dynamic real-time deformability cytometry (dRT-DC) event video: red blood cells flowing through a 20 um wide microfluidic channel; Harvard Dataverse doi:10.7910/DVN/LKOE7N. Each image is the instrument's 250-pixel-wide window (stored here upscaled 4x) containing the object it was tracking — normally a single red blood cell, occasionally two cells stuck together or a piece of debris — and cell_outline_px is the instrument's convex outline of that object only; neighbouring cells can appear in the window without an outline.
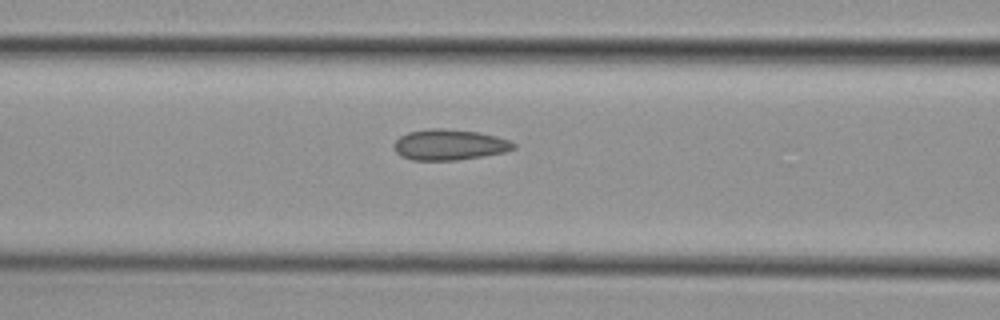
{"species": "common noctule bat (a hibernating species)", "species_latin": "Nyctalus noctula", "temperature_condition": "cold", "stored_images_in_passage": 18, "camera_frame_rate_fps": 3000, "um_per_image_px": 0.085, "animal": {"sex": "female", "body_mass_g": 29.2, "forearm_length_mm": 56.3}, "frame": {"image": 1, "passage_image": 13, "time_ms": 4.0, "image_size_px": [1000, 320], "cell_outline_px": [[516, 148], [504, 152], [456, 160], [412, 160], [400, 156], [396, 152], [392, 144], [400, 136], [408, 132], [428, 128], [444, 128], [480, 132], [496, 136], [508, 140], [516, 144]], "centroid_in_image_um": [38.16, 12.29], "position_along_channel_um": 128.4, "area_um2": 21.5}}
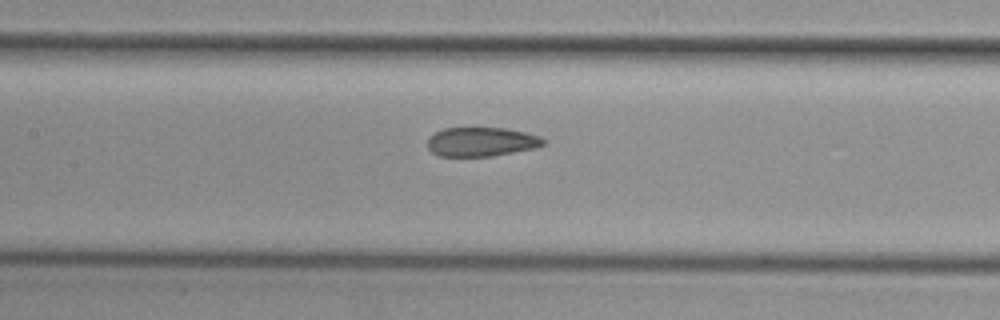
{"frame": {"image": 2, "passage_image": 16, "time_ms": 5.0, "image_size_px": [1000, 320], "cell_outline_px": [[548, 140], [544, 144], [536, 148], [492, 156], [440, 156], [432, 152], [428, 148], [428, 140], [436, 132], [444, 128], [508, 128], [540, 136]], "centroid_in_image_um": [40.97, 12.05], "position_along_channel_um": 166.4, "area_um2": 19.65}}